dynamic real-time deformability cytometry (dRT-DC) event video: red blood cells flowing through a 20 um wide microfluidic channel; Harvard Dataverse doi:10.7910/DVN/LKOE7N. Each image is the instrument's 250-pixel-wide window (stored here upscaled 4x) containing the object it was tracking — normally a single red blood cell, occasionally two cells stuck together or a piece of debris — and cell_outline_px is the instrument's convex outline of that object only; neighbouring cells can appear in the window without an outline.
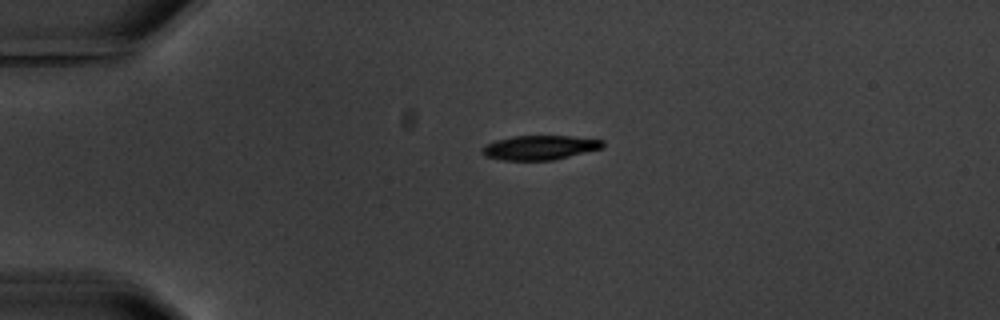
{"species": "common noctule bat (a hibernating species)", "species_latin": "Nyctalus noctula", "temperature_condition": "warm", "stored_images_in_passage": 3, "camera_frame_rate_fps": 3000, "um_per_image_px": 0.085, "animal": {"sex": "male", "body_mass_g": 20.1, "forearm_length_mm": 53.5}, "frame": {"image": 1, "passage_image": 1, "time_ms": 0.0, "image_size_px": [1000, 320], "cell_outline_px": [[604, 144], [600, 148], [552, 160], [500, 160], [484, 156], [480, 152], [480, 148], [496, 140], [512, 136], [572, 136], [604, 140]], "centroid_in_image_um": [45.81, 12.54], "position_along_channel_um": 39.2, "area_um2": 16.99}}
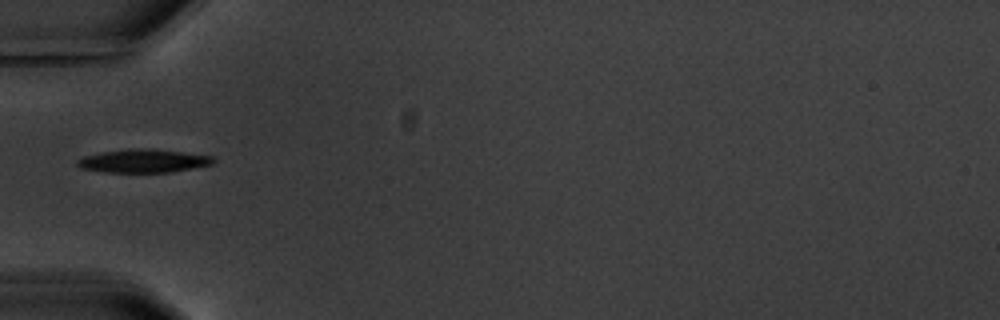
{"frame": {"image": 2, "passage_image": 3, "time_ms": 2.0, "image_size_px": [1000, 320], "cell_outline_px": [[216, 160], [212, 164], [172, 172], [104, 172], [80, 168], [76, 164], [76, 160], [84, 156], [104, 152], [132, 148], [152, 148], [212, 156]], "centroid_in_image_um": [12.18, 13.67], "position_along_channel_um": 72.8, "area_um2": 18.44}}